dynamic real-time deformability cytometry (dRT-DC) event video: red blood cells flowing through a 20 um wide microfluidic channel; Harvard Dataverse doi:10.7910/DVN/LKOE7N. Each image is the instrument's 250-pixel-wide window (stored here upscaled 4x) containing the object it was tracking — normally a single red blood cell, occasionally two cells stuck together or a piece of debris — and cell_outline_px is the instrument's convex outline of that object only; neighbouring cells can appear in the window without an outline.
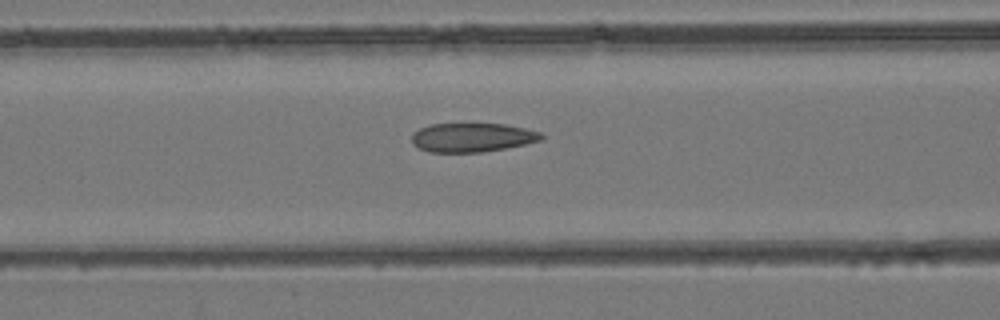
{"species": "common noctule bat (a hibernating species)", "species_latin": "Nyctalus noctula", "temperature_condition": "room temperature", "stored_images_in_passage": 34, "camera_frame_rate_fps": 3000, "um_per_image_px": 0.085, "animal": {"sex": "female", "body_mass_g": 24.6, "forearm_length_mm": 56.2}, "frame": {"image": 1, "passage_image": 8, "time_ms": 2.333, "image_size_px": [1000, 320], "cell_outline_px": [[544, 136], [540, 140], [524, 144], [504, 148], [480, 152], [428, 152], [412, 144], [412, 132], [420, 128], [432, 124], [504, 124], [524, 128], [540, 132]], "centroid_in_image_um": [40.1, 11.68], "position_along_channel_um": 126.5, "area_um2": 21.68}}
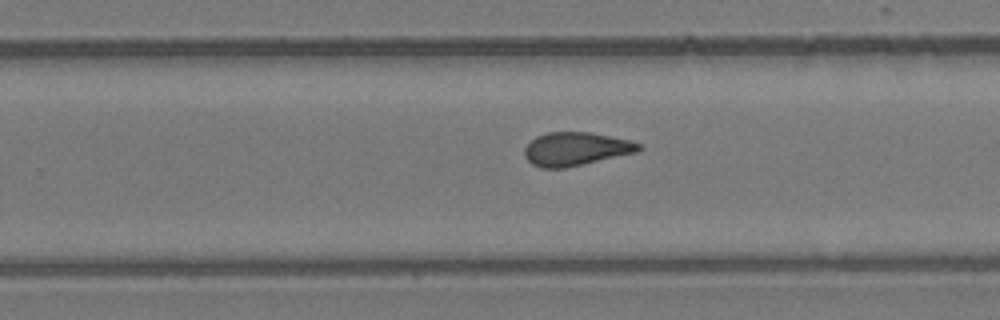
{"frame": {"image": 2, "passage_image": 19, "time_ms": 6.0, "image_size_px": [1000, 320], "cell_outline_px": [[644, 148], [640, 152], [564, 168], [540, 168], [532, 164], [524, 156], [524, 148], [536, 136], [548, 132], [588, 132], [628, 140], [640, 144]], "centroid_in_image_um": [48.95, 12.67], "position_along_channel_um": 280.8, "area_um2": 22.25}}
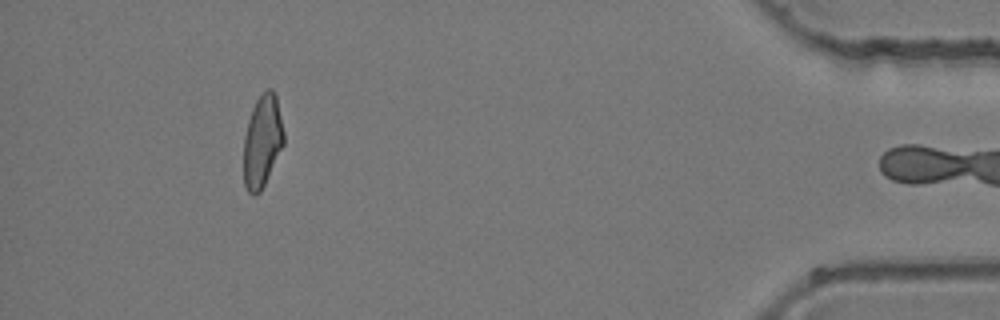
{"frame": {"image": 3, "passage_image": 33, "time_ms": 10.667, "image_size_px": [1000, 320], "cell_outline_px": [[284, 144], [260, 192], [256, 196], [252, 196], [248, 192], [244, 184], [244, 136], [248, 120], [252, 108], [256, 100], [268, 88], [272, 88], [276, 96], [284, 132]], "centroid_in_image_um": [22.29, 12.02], "position_along_channel_um": 412.9, "area_um2": 21.5}}